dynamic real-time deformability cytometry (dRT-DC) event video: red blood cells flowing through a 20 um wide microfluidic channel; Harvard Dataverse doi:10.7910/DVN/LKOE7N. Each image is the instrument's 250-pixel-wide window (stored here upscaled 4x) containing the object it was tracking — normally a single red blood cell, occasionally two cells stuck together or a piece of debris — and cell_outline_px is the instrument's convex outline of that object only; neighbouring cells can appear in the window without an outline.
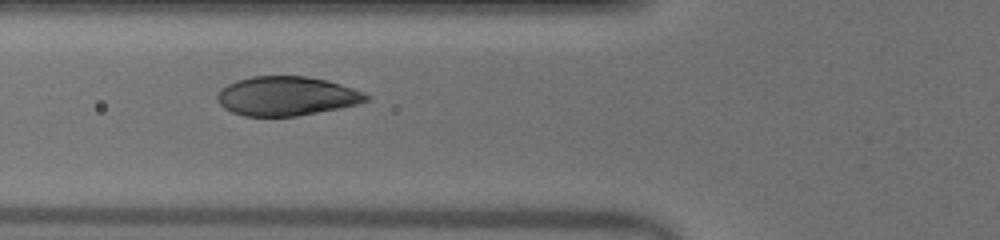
{"species": "human", "species_latin": "Homo sapiens", "temperature_condition": "warm", "stored_images_in_passage": 14, "camera_frame_rate_fps": 3000, "um_per_image_px": 0.085, "donor": {"sex": "male"}, "frame": {"image": 1, "passage_image": 3, "time_ms": 0.667, "image_size_px": [1000, 240], "cell_outline_px": [[372, 100], [340, 108], [296, 116], [244, 116], [232, 112], [224, 108], [220, 104], [216, 96], [228, 84], [236, 80], [252, 76], [304, 76], [328, 80], [364, 92], [372, 96]], "centroid_in_image_um": [24.4, 8.16], "position_along_channel_um": 101.4, "area_um2": 33.99}}